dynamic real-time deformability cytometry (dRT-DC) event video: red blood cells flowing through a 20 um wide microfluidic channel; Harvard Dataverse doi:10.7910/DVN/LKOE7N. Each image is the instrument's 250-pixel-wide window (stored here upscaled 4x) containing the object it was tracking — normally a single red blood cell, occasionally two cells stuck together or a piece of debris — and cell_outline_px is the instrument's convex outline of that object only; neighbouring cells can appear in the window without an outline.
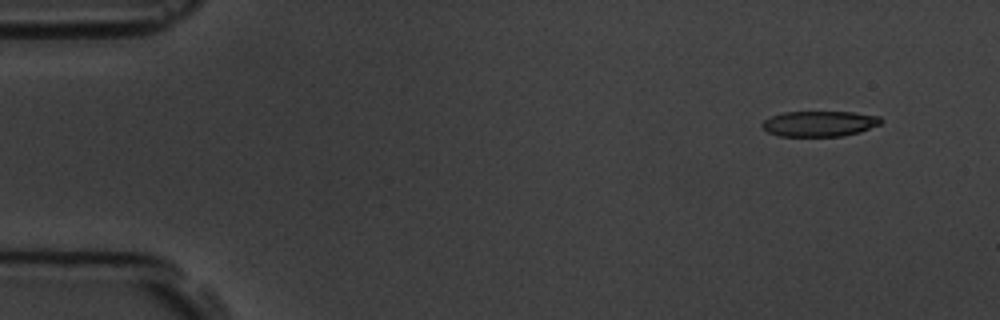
{"species": "common noctule bat (a hibernating species)", "species_latin": "Nyctalus noctula", "temperature_condition": "room temperature", "stored_images_in_passage": 4, "camera_frame_rate_fps": 3000, "um_per_image_px": 0.085, "animal": {"sex": "male", "body_mass_g": 19.5, "forearm_length_mm": 54.6}, "frame": {"image": 1, "passage_image": 1, "time_ms": 0.0, "image_size_px": [1000, 320], "cell_outline_px": [[884, 120], [880, 124], [860, 132], [844, 136], [780, 136], [768, 132], [760, 124], [764, 120], [772, 116], [784, 112], [852, 112], [880, 116]], "centroid_in_image_um": [69.68, 10.51], "position_along_channel_um": 15.3, "area_um2": 17.69}}